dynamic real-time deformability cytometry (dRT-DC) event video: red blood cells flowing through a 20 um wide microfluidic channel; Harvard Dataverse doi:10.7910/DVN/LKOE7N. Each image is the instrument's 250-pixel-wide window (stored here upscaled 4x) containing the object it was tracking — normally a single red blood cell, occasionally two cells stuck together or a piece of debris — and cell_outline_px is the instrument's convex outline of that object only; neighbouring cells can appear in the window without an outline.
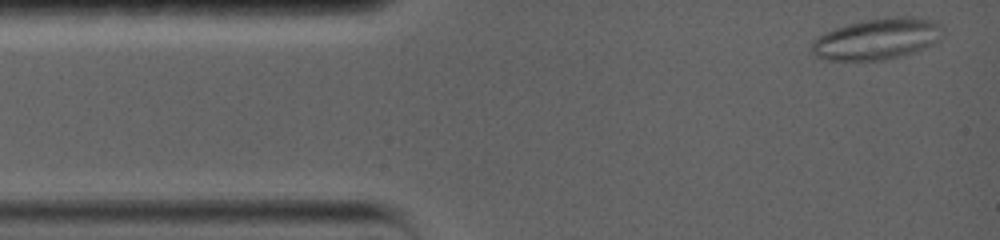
{"species": "common noctule bat (a hibernating species)", "species_latin": "Nyctalus noctula", "temperature_condition": "warm", "stored_images_in_passage": 39, "camera_frame_rate_fps": 5000, "um_per_image_px": 0.085, "animal": {"sex": "female", "body_mass_g": 19.0, "forearm_length_mm": 56.7}, "frame": {"image": 1, "passage_image": 2, "time_ms": 0.2, "image_size_px": [1000, 240], "cell_outline_px": [[940, 24], [932, 40], [928, 44], [912, 52], [880, 60], [828, 60], [816, 56], [812, 52], [812, 40], [836, 28], [848, 24], [864, 20], [900, 16], [912, 16], [936, 20]], "centroid_in_image_um": [74.43, 3.29], "position_along_channel_um": 10.6, "area_um2": 30.17}}
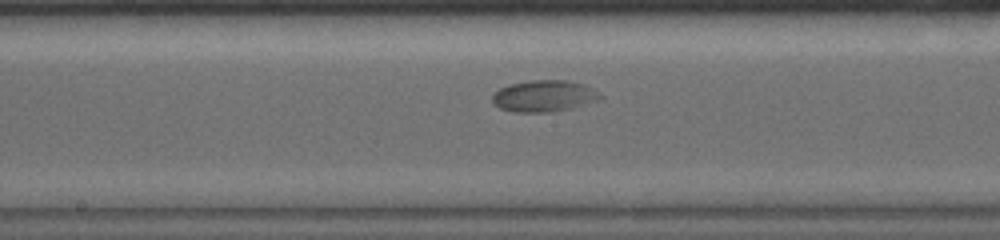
{"frame": {"image": 2, "passage_image": 20, "time_ms": 3.8, "image_size_px": [1000, 240], "cell_outline_px": [[604, 96], [600, 100], [572, 108], [552, 112], [516, 112], [500, 108], [492, 100], [492, 96], [500, 88], [508, 84], [528, 80], [568, 80], [584, 84], [600, 92]], "centroid_in_image_um": [46.29, 8.15], "position_along_channel_um": 201.9, "area_um2": 20.0}}
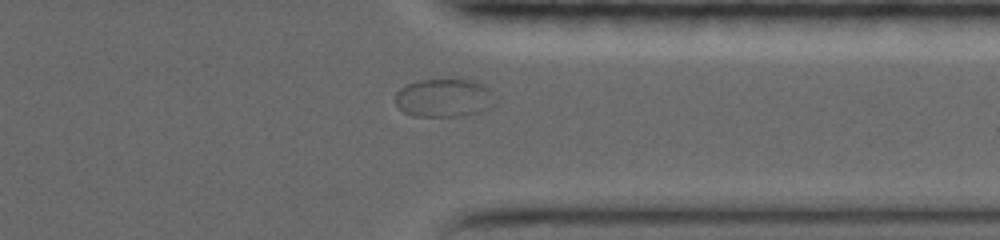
{"frame": {"image": 3, "passage_image": 34, "time_ms": 6.6, "image_size_px": [1000, 240], "cell_outline_px": [[496, 104], [480, 112], [464, 116], [412, 116], [404, 112], [396, 104], [396, 92], [400, 88], [408, 84], [420, 80], [456, 76], [476, 80], [484, 84], [488, 88], [496, 100]], "centroid_in_image_um": [37.8, 8.27], "position_along_channel_um": 373.6, "area_um2": 23.18}}